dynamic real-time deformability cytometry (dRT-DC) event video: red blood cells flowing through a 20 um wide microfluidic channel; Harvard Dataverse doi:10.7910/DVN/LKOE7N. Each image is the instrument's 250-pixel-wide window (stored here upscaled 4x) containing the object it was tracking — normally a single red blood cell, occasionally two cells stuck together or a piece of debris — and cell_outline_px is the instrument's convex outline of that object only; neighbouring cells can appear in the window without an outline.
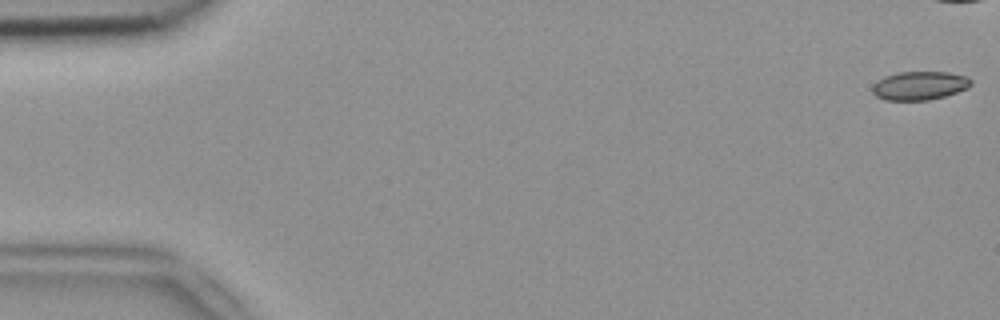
{"species": "common noctule bat (a hibernating species)", "species_latin": "Nyctalus noctula", "temperature_condition": "room temperature", "stored_images_in_passage": 42, "camera_frame_rate_fps": 3000, "um_per_image_px": 0.085, "animal": {"sex": "female", "body_mass_g": 18.4}, "frame": {"image": 1, "passage_image": 1, "time_ms": 0.0, "image_size_px": [1000, 320], "cell_outline_px": [[972, 84], [968, 88], [944, 96], [928, 100], [884, 100], [876, 96], [872, 92], [872, 88], [884, 76], [900, 72], [948, 72], [968, 76], [972, 80]], "centroid_in_image_um": [78.2, 7.27], "position_along_channel_um": 6.8, "area_um2": 16.36}}
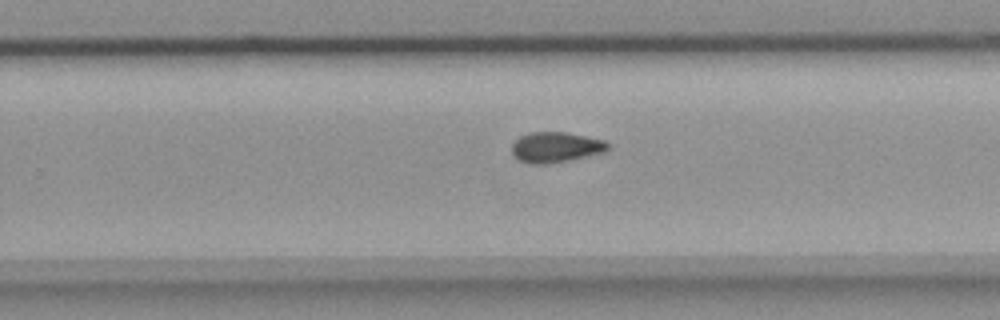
{"frame": {"image": 2, "passage_image": 34, "time_ms": 11.0, "image_size_px": [1000, 320], "cell_outline_px": [[608, 148], [604, 152], [552, 164], [532, 164], [520, 160], [512, 152], [512, 144], [520, 136], [528, 132], [564, 132], [604, 140], [608, 144]], "centroid_in_image_um": [47.22, 12.51], "position_along_channel_um": 282.6, "area_um2": 16.88}}
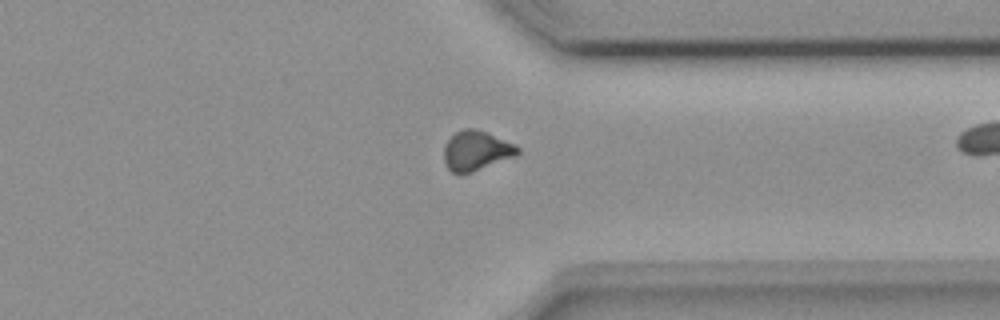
{"frame": {"image": 3, "passage_image": 41, "time_ms": 13.333, "image_size_px": [1000, 320], "cell_outline_px": [[520, 152], [516, 156], [468, 172], [452, 172], [448, 168], [444, 160], [444, 144], [456, 132], [464, 128], [472, 128], [488, 132], [516, 144], [520, 148]], "centroid_in_image_um": [40.51, 12.77], "position_along_channel_um": 370.9, "area_um2": 16.82}}